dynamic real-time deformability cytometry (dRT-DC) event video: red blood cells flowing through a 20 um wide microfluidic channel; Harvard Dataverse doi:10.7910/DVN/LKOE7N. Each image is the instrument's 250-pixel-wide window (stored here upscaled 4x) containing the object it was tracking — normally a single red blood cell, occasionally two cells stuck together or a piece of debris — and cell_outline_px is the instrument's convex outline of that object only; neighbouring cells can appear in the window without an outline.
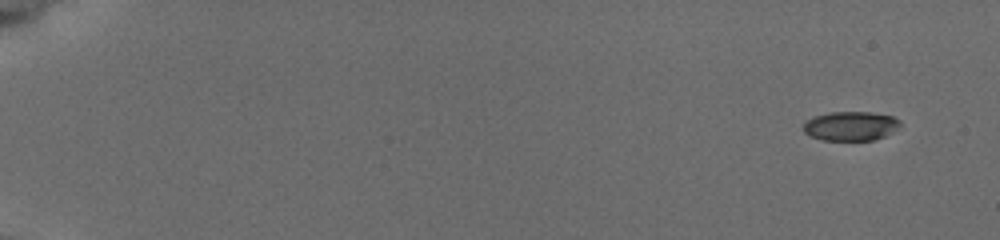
{"species": "common noctule bat (a hibernating species)", "species_latin": "Nyctalus noctula", "temperature_condition": "cold", "stored_images_in_passage": 45, "camera_frame_rate_fps": 3000, "um_per_image_px": 0.085, "animal": {"sex": "female", "body_mass_g": 19.5, "forearm_length_mm": 54.1}, "frame": {"image": 1, "passage_image": 1, "time_ms": 0.0, "image_size_px": [1000, 240], "cell_outline_px": [[900, 124], [892, 132], [876, 140], [824, 140], [808, 136], [804, 132], [804, 124], [808, 120], [816, 116], [828, 112], [872, 112], [892, 116], [900, 120]], "centroid_in_image_um": [72.31, 10.71], "position_along_channel_um": 12.7, "area_um2": 16.42}}
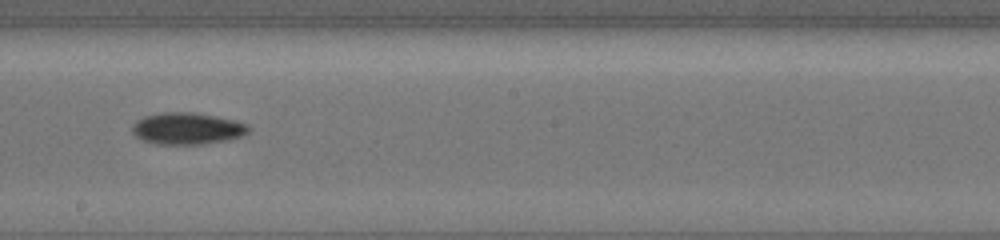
{"frame": {"image": 2, "passage_image": 26, "time_ms": 10.333, "image_size_px": [1000, 240], "cell_outline_px": [[248, 132], [240, 136], [228, 140], [200, 144], [156, 144], [144, 140], [136, 136], [132, 132], [132, 124], [136, 120], [144, 116], [160, 112], [192, 112], [216, 116], [248, 124]], "centroid_in_image_um": [15.87, 10.91], "position_along_channel_um": 232.3, "area_um2": 21.44}}
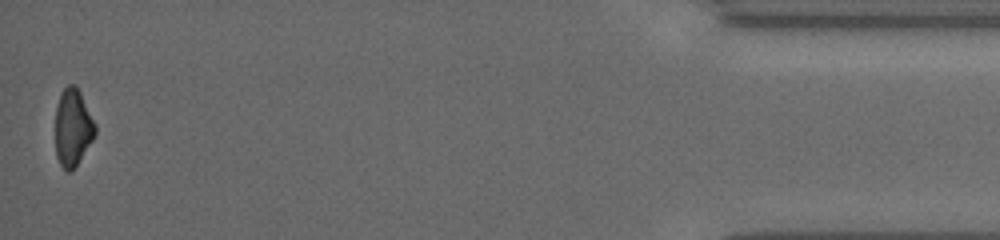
{"frame": {"image": 3, "passage_image": 45, "time_ms": 17.333, "image_size_px": [1000, 240], "cell_outline_px": [[96, 132], [92, 140], [76, 164], [68, 172], [60, 164], [56, 156], [56, 104], [64, 88], [68, 84], [76, 84], [96, 124]], "centroid_in_image_um": [6.18, 10.79], "position_along_channel_um": 429.0, "area_um2": 17.63}, "authors_computed_cell_mechanics": {"area_um2": 19.4786, "velocity_mm_per_s": 3.8549, "shape_relaxation_time_tau1_ms": 3.6292, "shape_relaxation_time_tau2_ms": null, "deformation_change_tau1": 0.1085, "deformation_change_tau2": null}}